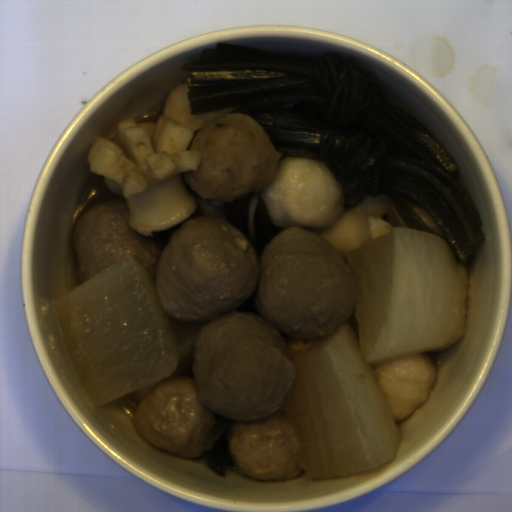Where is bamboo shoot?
I'll use <instances>...</instances> for the list:
<instances>
[{
	"instance_id": "bamboo-shoot-1",
	"label": "bamboo shoot",
	"mask_w": 512,
	"mask_h": 512,
	"mask_svg": "<svg viewBox=\"0 0 512 512\" xmlns=\"http://www.w3.org/2000/svg\"><path fill=\"white\" fill-rule=\"evenodd\" d=\"M259 199L258 194L253 196L248 205V231L251 241H255V212Z\"/></svg>"
}]
</instances>
